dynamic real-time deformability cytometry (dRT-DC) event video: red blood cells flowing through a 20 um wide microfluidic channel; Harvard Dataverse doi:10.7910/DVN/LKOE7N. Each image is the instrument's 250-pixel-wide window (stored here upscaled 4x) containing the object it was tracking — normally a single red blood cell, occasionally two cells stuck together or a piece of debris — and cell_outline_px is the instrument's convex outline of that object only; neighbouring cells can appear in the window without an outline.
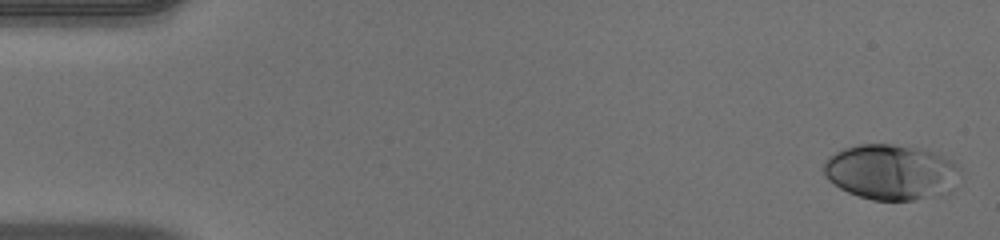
{"species": "human", "species_latin": "Homo sapiens", "temperature_condition": "warm", "stored_images_in_passage": 50, "camera_frame_rate_fps": 3000, "um_per_image_px": 0.085, "donor": {"sex": "male"}, "frame": {"image": 1, "passage_image": 1, "time_ms": 0.0, "image_size_px": [1000, 240], "cell_outline_px": [[960, 168], [952, 192], [944, 196], [912, 200], [872, 200], [848, 192], [840, 188], [828, 180], [824, 176], [824, 164], [828, 156], [844, 148], [860, 144], [892, 144], [916, 148], [932, 152], [952, 160]], "centroid_in_image_um": [75.75, 14.64], "position_along_channel_um": 9.2, "area_um2": 44.22}}
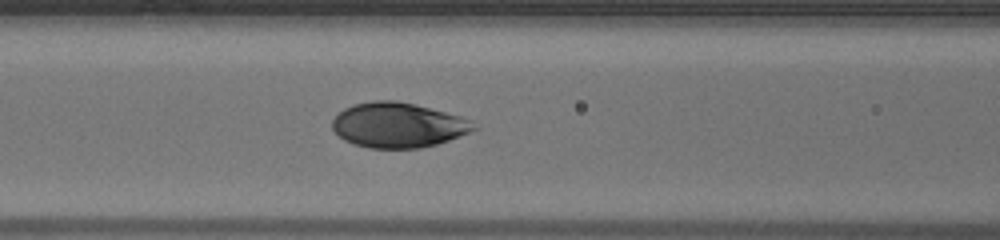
{"frame": {"image": 2, "passage_image": 21, "time_ms": 6.667, "image_size_px": [1000, 240], "cell_outline_px": [[476, 128], [468, 132], [448, 140], [436, 144], [420, 148], [368, 148], [352, 144], [344, 140], [332, 128], [332, 120], [344, 108], [356, 104], [372, 100], [396, 100], [416, 104], [460, 116], [468, 120]], "centroid_in_image_um": [33.78, 10.63], "position_along_channel_um": 132.8, "area_um2": 36.76}}
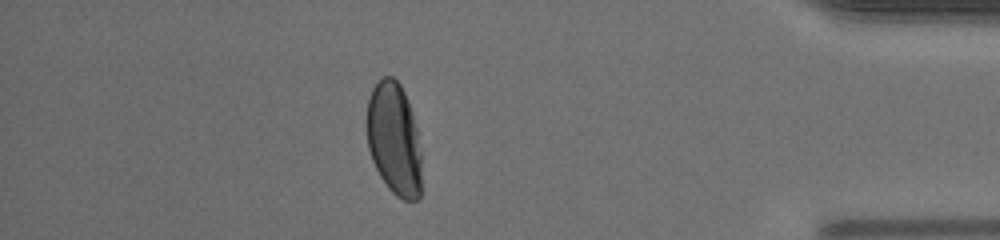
{"frame": {"image": 3, "passage_image": 44, "time_ms": 14.333, "image_size_px": [1000, 240], "cell_outline_px": [[420, 200], [404, 200], [396, 196], [388, 188], [380, 176], [372, 160], [368, 148], [364, 120], [368, 100], [372, 88], [384, 76], [392, 76], [400, 84], [408, 100], [412, 112], [416, 128], [420, 152]], "centroid_in_image_um": [33.46, 11.8], "position_along_channel_um": 401.7, "area_um2": 36.3}, "authors_computed_cell_mechanics": {"area_um2": 38.5526, "velocity_mm_per_s": 4.0191, "shape_relaxation_time_tau1_ms": 3.01, "shape_relaxation_time_tau2_ms": null, "deformation_change_tau1": 0.1594, "deformation_change_tau2": null}}